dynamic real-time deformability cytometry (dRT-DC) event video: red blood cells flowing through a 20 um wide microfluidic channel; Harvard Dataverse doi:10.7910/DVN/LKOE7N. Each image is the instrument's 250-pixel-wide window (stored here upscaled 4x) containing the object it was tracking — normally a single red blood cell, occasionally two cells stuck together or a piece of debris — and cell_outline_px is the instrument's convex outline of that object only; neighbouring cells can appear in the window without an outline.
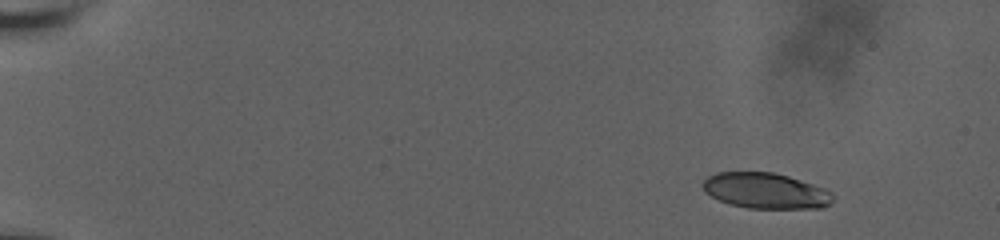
{"species": "human", "species_latin": "Homo sapiens", "temperature_condition": "room temperature", "stored_images_in_passage": 11, "camera_frame_rate_fps": 3000, "um_per_image_px": 0.085, "donor": {"sex": "male"}, "frame": {"image": 1, "passage_image": 3, "time_ms": 1.667, "image_size_px": [1000, 240], "cell_outline_px": [[832, 200], [828, 204], [820, 208], [748, 208], [732, 204], [720, 200], [704, 192], [700, 184], [708, 176], [716, 172], [772, 172], [788, 176], [824, 188], [832, 192]], "centroid_in_image_um": [65.04, 16.2], "position_along_channel_um": 20.0, "area_um2": 26.88}}
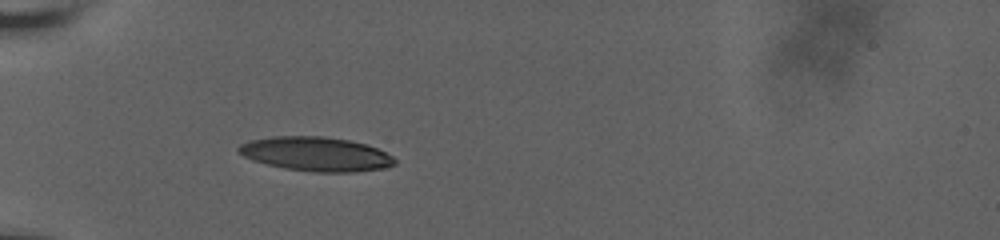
{"frame": {"image": 2, "passage_image": 9, "time_ms": 6.333, "image_size_px": [1000, 240], "cell_outline_px": [[396, 164], [384, 168], [352, 172], [316, 172], [284, 168], [252, 160], [236, 152], [236, 148], [240, 144], [248, 140], [272, 136], [324, 136], [348, 140], [368, 144], [392, 156], [396, 160]], "centroid_in_image_um": [26.82, 13.08], "position_along_channel_um": 58.2, "area_um2": 31.21}}
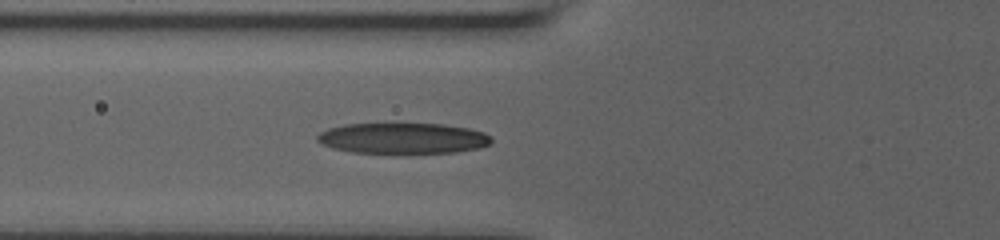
{"frame": {"image": 3, "passage_image": 11, "time_ms": 7.667, "image_size_px": [1000, 240], "cell_outline_px": [[492, 140], [488, 144], [476, 148], [456, 152], [352, 152], [332, 148], [320, 144], [316, 140], [316, 136], [320, 132], [328, 128], [344, 124], [444, 124], [468, 128], [484, 132]], "centroid_in_image_um": [34.18, 11.74], "position_along_channel_um": 91.6, "area_um2": 30.81}}